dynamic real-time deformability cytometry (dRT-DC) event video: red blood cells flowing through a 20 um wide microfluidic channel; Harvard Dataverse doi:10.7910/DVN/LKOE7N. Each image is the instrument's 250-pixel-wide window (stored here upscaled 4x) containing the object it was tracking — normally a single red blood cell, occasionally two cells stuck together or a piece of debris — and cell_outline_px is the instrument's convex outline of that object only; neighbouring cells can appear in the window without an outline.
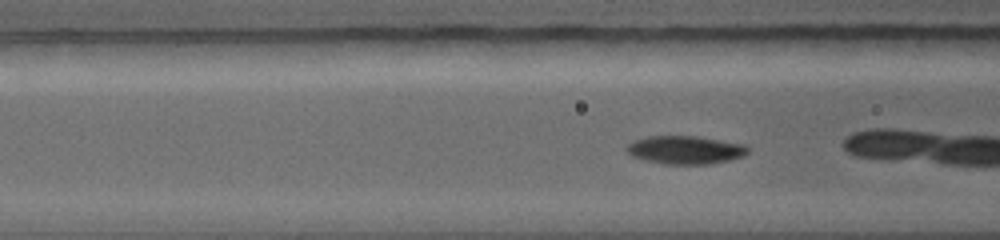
{"species": "common noctule bat (a hibernating species)", "species_latin": "Nyctalus noctula", "temperature_condition": "warm", "stored_images_in_passage": 40, "camera_frame_rate_fps": 5000, "um_per_image_px": 0.085, "animal": {"sex": "female", "body_mass_g": 19.0, "forearm_length_mm": 56.7}, "frame": {"image": 1, "passage_image": 7, "time_ms": 1.2, "image_size_px": [1000, 240], "cell_outline_px": [[748, 152], [744, 156], [728, 160], [708, 164], [664, 164], [644, 160], [632, 156], [624, 148], [632, 140], [648, 136], [696, 136], [744, 144], [748, 148]], "centroid_in_image_um": [58.21, 12.74], "position_along_channel_um": 108.4, "area_um2": 19.94}}
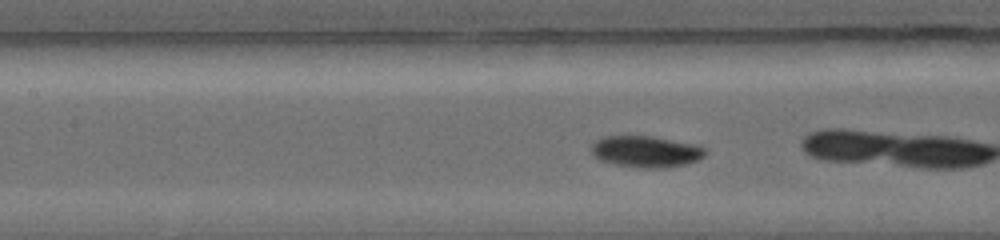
{"frame": {"image": 2, "passage_image": 12, "time_ms": 2.2, "image_size_px": [1000, 240], "cell_outline_px": [[708, 152], [704, 156], [688, 164], [668, 168], [644, 168], [616, 164], [600, 160], [592, 152], [592, 144], [596, 140], [604, 136], [652, 136], [692, 144], [704, 148]], "centroid_in_image_um": [54.92, 12.89], "position_along_channel_um": 152.5, "area_um2": 20.69}}